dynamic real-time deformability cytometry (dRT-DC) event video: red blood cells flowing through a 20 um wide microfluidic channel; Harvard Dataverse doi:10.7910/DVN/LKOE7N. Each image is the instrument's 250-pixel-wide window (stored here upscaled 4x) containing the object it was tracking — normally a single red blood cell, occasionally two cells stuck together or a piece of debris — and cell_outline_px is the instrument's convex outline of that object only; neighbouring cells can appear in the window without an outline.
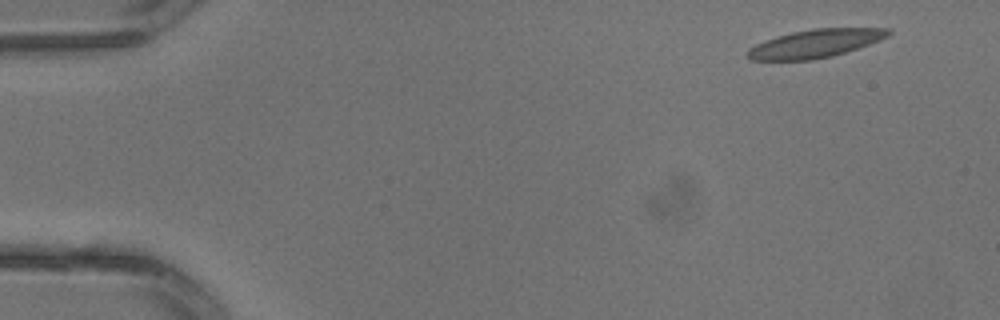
{"species": "common noctule bat (a hibernating species)", "species_latin": "Nyctalus noctula", "temperature_condition": "warm", "stored_images_in_passage": 3, "camera_frame_rate_fps": 3000, "um_per_image_px": 0.085, "animal": {"sex": "male", "body_mass_g": 13.3}, "frame": {"image": 1, "passage_image": 1, "time_ms": 0.0, "image_size_px": [1000, 320], "cell_outline_px": [[892, 32], [888, 36], [880, 40], [832, 56], [812, 60], [748, 60], [744, 56], [748, 48], [764, 40], [776, 36], [792, 32], [816, 28], [892, 28]], "centroid_in_image_um": [69.24, 3.7], "position_along_channel_um": 15.8, "area_um2": 23.24}}